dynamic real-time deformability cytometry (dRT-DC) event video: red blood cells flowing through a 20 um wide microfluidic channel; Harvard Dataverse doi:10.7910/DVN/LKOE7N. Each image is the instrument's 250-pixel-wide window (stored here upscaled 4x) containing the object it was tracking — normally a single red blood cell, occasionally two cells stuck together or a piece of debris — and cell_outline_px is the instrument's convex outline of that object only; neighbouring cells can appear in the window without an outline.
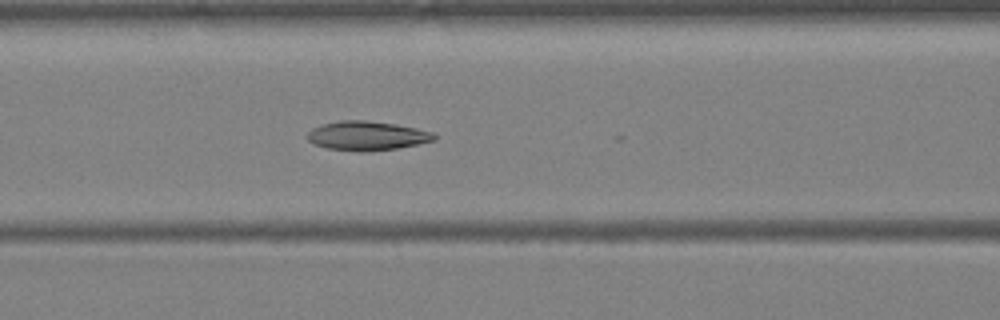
{"species": "Egyptian fruit bat (a non-hibernating species)", "species_latin": "Rousettus aegyptiacus", "temperature_condition": "warm", "stored_images_in_passage": 21, "camera_frame_rate_fps": 3000, "um_per_image_px": 0.085, "animal": {"sex": "female"}, "frame": {"image": 1, "passage_image": 17, "time_ms": 5.333, "image_size_px": [1000, 320], "cell_outline_px": [[436, 140], [396, 148], [360, 152], [328, 148], [312, 144], [308, 140], [308, 132], [312, 128], [320, 124], [340, 120], [364, 120], [396, 124], [416, 128], [432, 132], [436, 136]], "centroid_in_image_um": [31.16, 11.53], "position_along_channel_um": 135.4, "area_um2": 21.5}}
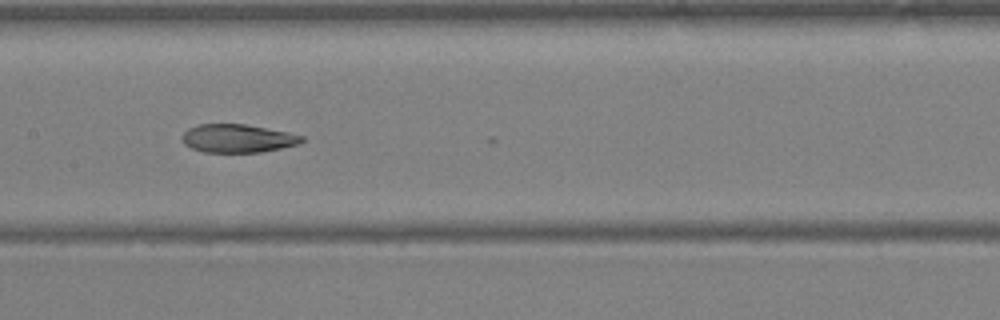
{"frame": {"image": 2, "passage_image": 20, "time_ms": 6.333, "image_size_px": [1000, 320], "cell_outline_px": [[304, 140], [300, 144], [260, 152], [204, 152], [192, 148], [184, 144], [180, 136], [188, 128], [200, 124], [244, 124], [288, 132], [304, 136]], "centroid_in_image_um": [20.19, 11.76], "position_along_channel_um": 187.2, "area_um2": 19.71}}